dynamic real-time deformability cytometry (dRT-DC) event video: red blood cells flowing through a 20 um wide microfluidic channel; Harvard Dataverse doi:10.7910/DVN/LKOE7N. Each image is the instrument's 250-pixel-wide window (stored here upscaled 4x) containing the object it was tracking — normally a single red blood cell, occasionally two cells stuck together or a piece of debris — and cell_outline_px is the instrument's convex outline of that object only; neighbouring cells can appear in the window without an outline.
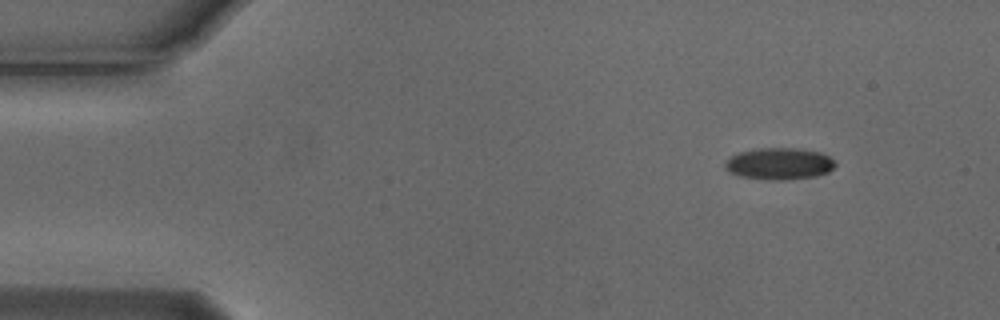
{"species": "Egyptian fruit bat (a non-hibernating species)", "species_latin": "Rousettus aegyptiacus", "temperature_condition": "cold", "stored_images_in_passage": 4, "camera_frame_rate_fps": 3000, "um_per_image_px": 0.085, "animal": {"sex": "male"}, "frame": {"image": 1, "passage_image": 1, "time_ms": 0.0, "image_size_px": [1000, 320], "cell_outline_px": [[836, 164], [828, 172], [816, 176], [784, 180], [768, 180], [740, 176], [728, 172], [724, 168], [724, 160], [740, 152], [760, 148], [796, 148], [820, 152], [828, 156]], "centroid_in_image_um": [66.19, 13.92], "position_along_channel_um": 18.8, "area_um2": 20.4}}
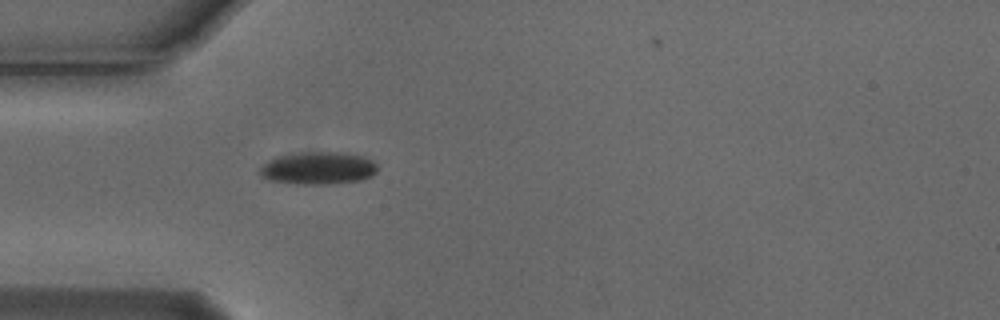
{"frame": {"image": 2, "passage_image": 4, "time_ms": 1.0, "image_size_px": [1000, 320], "cell_outline_px": [[376, 172], [372, 176], [360, 180], [328, 184], [296, 184], [268, 180], [260, 176], [260, 164], [276, 156], [300, 152], [344, 152], [364, 156], [372, 160], [376, 164]], "centroid_in_image_um": [27.01, 14.28], "position_along_channel_um": 58.0, "area_um2": 22.6}}